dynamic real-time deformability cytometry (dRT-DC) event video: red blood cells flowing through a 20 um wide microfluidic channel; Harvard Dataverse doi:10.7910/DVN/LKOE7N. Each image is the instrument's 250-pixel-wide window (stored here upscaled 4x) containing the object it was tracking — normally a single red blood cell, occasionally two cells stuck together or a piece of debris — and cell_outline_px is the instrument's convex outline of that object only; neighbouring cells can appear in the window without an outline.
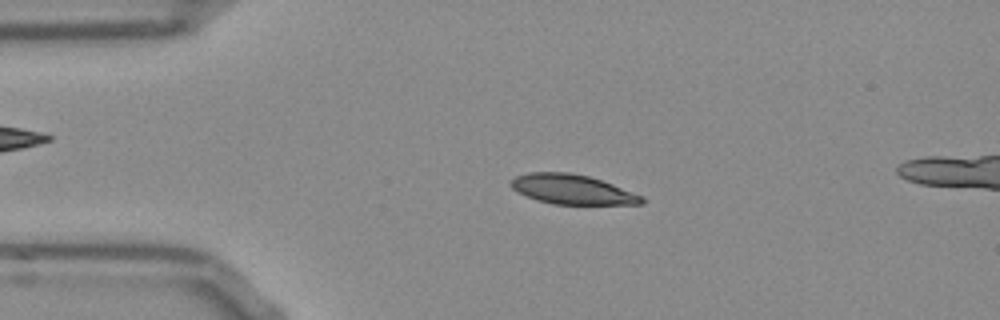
{"species": "Egyptian fruit bat (a non-hibernating species)", "species_latin": "Rousettus aegyptiacus", "temperature_condition": "room temperature", "stored_images_in_passage": 50, "segment_of_instrument_passage": [1, 2], "camera_frame_rate_fps": 3000, "um_per_image_px": 0.085, "frame": {"image": 1, "passage_image": 8, "time_ms": 2.333, "image_size_px": [1000, 320], "cell_outline_px": [[644, 204], [556, 204], [540, 200], [528, 196], [512, 188], [508, 184], [508, 180], [516, 176], [528, 172], [568, 172], [588, 176], [612, 184], [644, 196]], "centroid_in_image_um": [48.63, 16.09], "position_along_channel_um": 36.4, "area_um2": 22.43}}
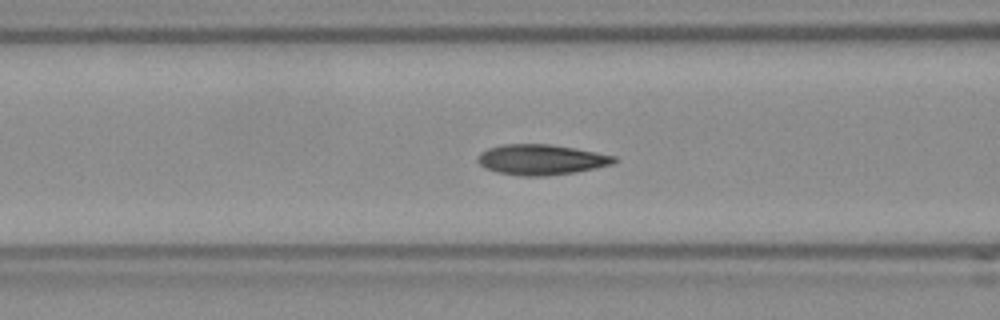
{"frame": {"image": 2, "passage_image": 17, "time_ms": 5.333, "image_size_px": [1000, 320], "cell_outline_px": [[616, 160], [612, 164], [596, 168], [576, 172], [544, 176], [520, 176], [496, 172], [484, 168], [476, 160], [480, 152], [488, 148], [504, 144], [548, 144], [596, 152], [616, 156]], "centroid_in_image_um": [45.96, 13.57], "position_along_channel_um": 120.6, "area_um2": 24.16}}
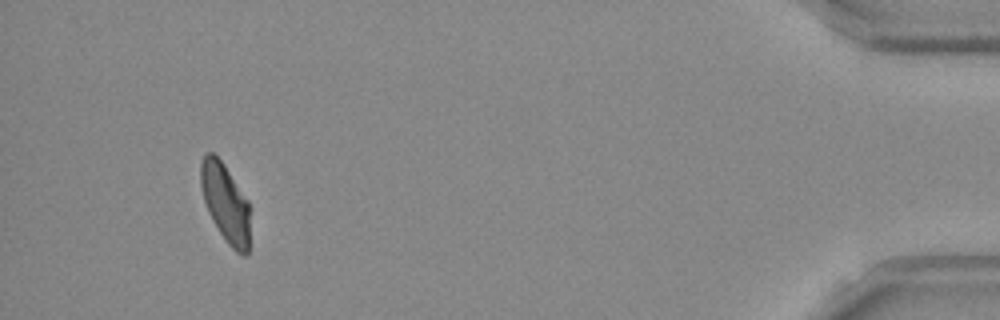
{"frame": {"image": 3, "passage_image": 46, "time_ms": 15.0, "image_size_px": [1000, 320], "cell_outline_px": [[252, 208], [248, 252], [244, 256], [236, 252], [228, 244], [212, 220], [208, 212], [204, 200], [200, 184], [200, 160], [204, 152], [212, 152], [224, 164], [248, 200]], "centroid_in_image_um": [19.19, 17.25], "position_along_channel_um": 416.0, "area_um2": 23.12}}